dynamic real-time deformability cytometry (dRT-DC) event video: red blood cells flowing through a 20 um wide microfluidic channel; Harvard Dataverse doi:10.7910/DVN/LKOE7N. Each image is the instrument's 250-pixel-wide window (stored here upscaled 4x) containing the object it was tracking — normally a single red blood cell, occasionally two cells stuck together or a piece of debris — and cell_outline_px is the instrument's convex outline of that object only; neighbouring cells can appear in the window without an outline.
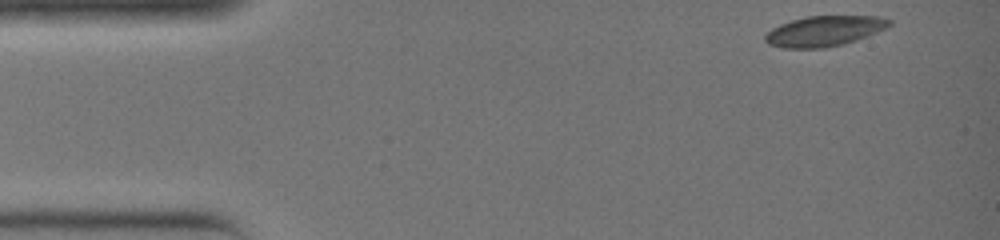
{"species": "common noctule bat (a hibernating species)", "species_latin": "Nyctalus noctula", "temperature_condition": "warm", "stored_images_in_passage": 31, "camera_frame_rate_fps": 3000, "um_per_image_px": 0.085, "animal": {"sex": "female", "body_mass_g": 19.0, "forearm_length_mm": 51.5}, "frame": {"image": 1, "passage_image": 1, "time_ms": 0.0, "image_size_px": [1000, 240], "cell_outline_px": [[892, 24], [888, 28], [868, 36], [856, 40], [824, 48], [784, 48], [768, 44], [764, 40], [764, 36], [772, 28], [780, 24], [792, 20], [808, 16], [880, 16], [892, 20]], "centroid_in_image_um": [70.09, 2.63], "position_along_channel_um": 14.9, "area_um2": 22.02}}
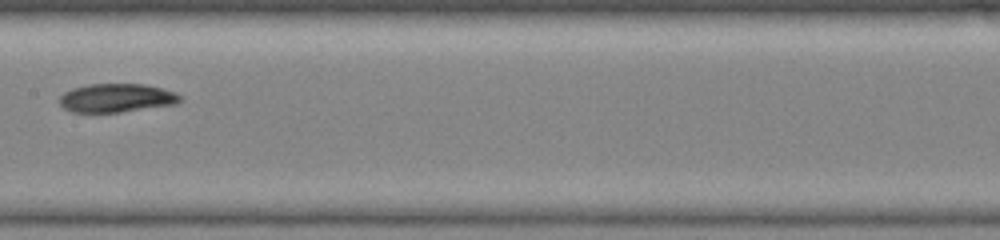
{"frame": {"image": 2, "passage_image": 17, "time_ms": 5.333, "image_size_px": [1000, 240], "cell_outline_px": [[184, 100], [176, 104], [120, 112], [72, 112], [64, 108], [60, 104], [60, 96], [64, 92], [72, 88], [88, 84], [144, 84], [176, 92]], "centroid_in_image_um": [9.91, 8.32], "position_along_channel_um": 197.5, "area_um2": 20.11}}
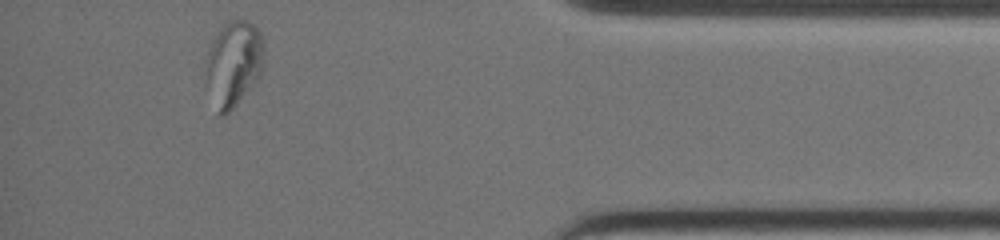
{"frame": {"image": 3, "passage_image": 31, "time_ms": 10.0, "image_size_px": [1000, 240], "cell_outline_px": [[264, 68], [260, 76], [236, 104], [224, 116], [220, 116], [208, 80], [204, 64], [204, 60], [212, 36], [228, 20], [244, 20], [252, 24], [260, 32], [264, 44]], "centroid_in_image_um": [19.87, 5.31], "position_along_channel_um": 415.3, "area_um2": 28.84}}